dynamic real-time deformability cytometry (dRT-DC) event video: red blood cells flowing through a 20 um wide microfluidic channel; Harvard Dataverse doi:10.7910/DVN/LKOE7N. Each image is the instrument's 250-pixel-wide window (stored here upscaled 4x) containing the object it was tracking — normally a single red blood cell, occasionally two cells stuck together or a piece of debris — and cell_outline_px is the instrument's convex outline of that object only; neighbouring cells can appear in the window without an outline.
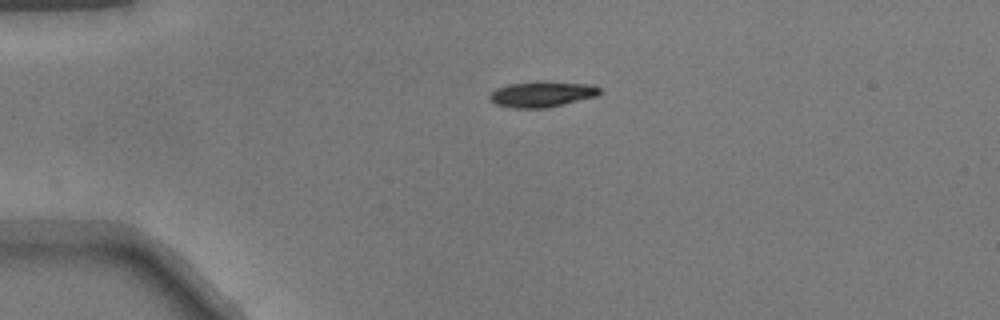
{"species": "common noctule bat (a hibernating species)", "species_latin": "Nyctalus noctula", "temperature_condition": "warm", "stored_images_in_passage": 39, "camera_frame_rate_fps": 3000, "um_per_image_px": 0.085, "animal": {"sex": "male", "body_mass_g": 17.9}, "frame": {"image": 1, "passage_image": 1, "time_ms": 0.0, "image_size_px": [1000, 320], "cell_outline_px": [[604, 92], [596, 96], [544, 108], [512, 108], [496, 104], [488, 100], [488, 96], [496, 88], [508, 84], [536, 80], [544, 80], [592, 84], [600, 88]], "centroid_in_image_um": [46.06, 7.97], "position_along_channel_um": 38.9, "area_um2": 16.88}}
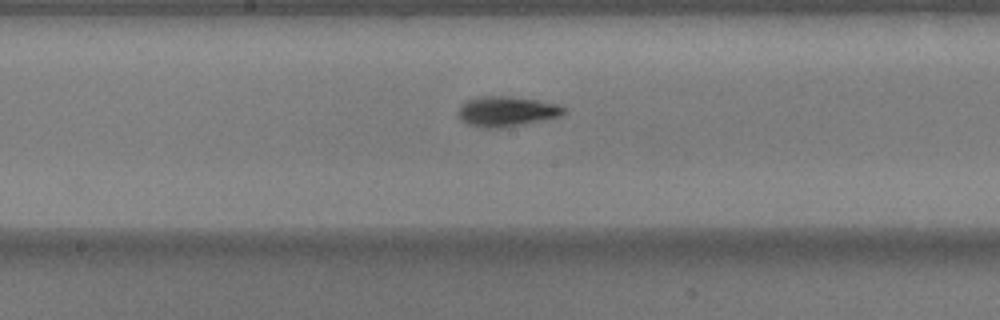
{"frame": {"image": 2, "passage_image": 16, "time_ms": 5.0, "image_size_px": [1000, 320], "cell_outline_px": [[568, 112], [560, 116], [544, 120], [504, 128], [484, 128], [468, 124], [460, 120], [456, 112], [468, 100], [480, 96], [508, 96], [536, 100], [560, 104]], "centroid_in_image_um": [43.08, 9.48], "position_along_channel_um": 205.1, "area_um2": 18.67}}
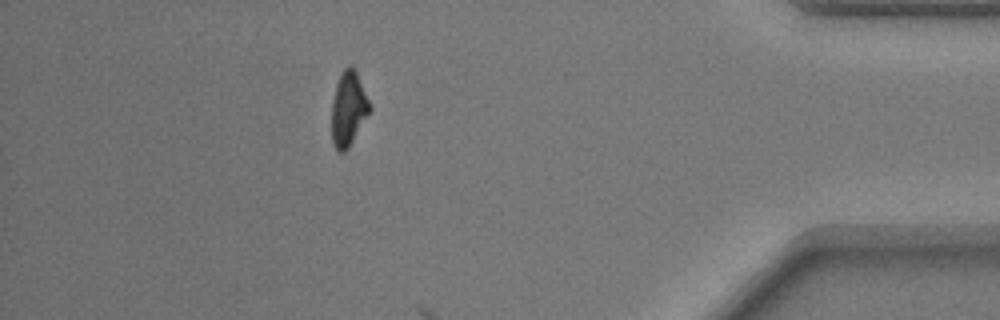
{"frame": {"image": 3, "passage_image": 34, "time_ms": 11.0, "image_size_px": [1000, 320], "cell_outline_px": [[372, 108], [348, 148], [344, 152], [340, 152], [332, 144], [332, 100], [336, 84], [344, 68], [348, 64], [352, 64], [372, 104]], "centroid_in_image_um": [29.63, 9.22], "position_along_channel_um": 405.6, "area_um2": 16.53}}